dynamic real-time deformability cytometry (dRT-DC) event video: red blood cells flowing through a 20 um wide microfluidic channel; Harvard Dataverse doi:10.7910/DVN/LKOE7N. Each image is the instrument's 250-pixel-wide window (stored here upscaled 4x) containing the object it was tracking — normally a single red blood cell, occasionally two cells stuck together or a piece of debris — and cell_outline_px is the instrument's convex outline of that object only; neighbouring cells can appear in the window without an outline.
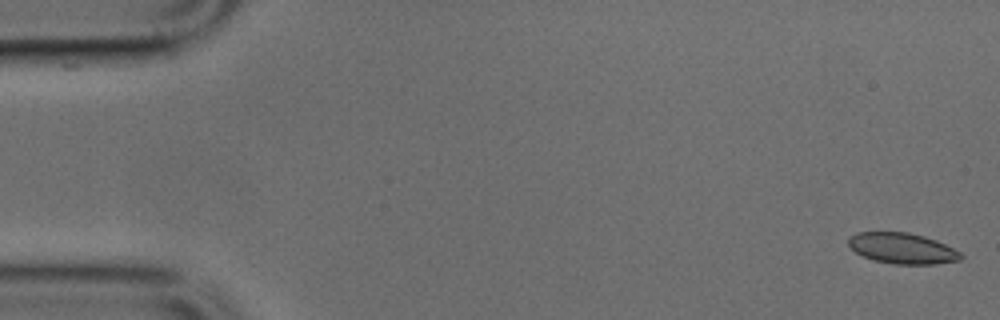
{"species": "common noctule bat (a hibernating species)", "species_latin": "Nyctalus noctula", "temperature_condition": "cold", "stored_images_in_passage": 12, "camera_frame_rate_fps": 3000, "um_per_image_px": 0.085, "animal": {"sex": "male", "body_mass_g": 17.9, "forearm_length_mm": 54.2}, "frame": {"image": 1, "passage_image": 1, "time_ms": 0.0, "image_size_px": [1000, 320], "cell_outline_px": [[964, 256], [960, 260], [936, 264], [896, 264], [876, 260], [864, 256], [856, 252], [848, 244], [848, 236], [856, 232], [908, 232], [924, 236], [936, 240], [960, 252]], "centroid_in_image_um": [76.7, 21.1], "position_along_channel_um": 8.3, "area_um2": 20.06}}
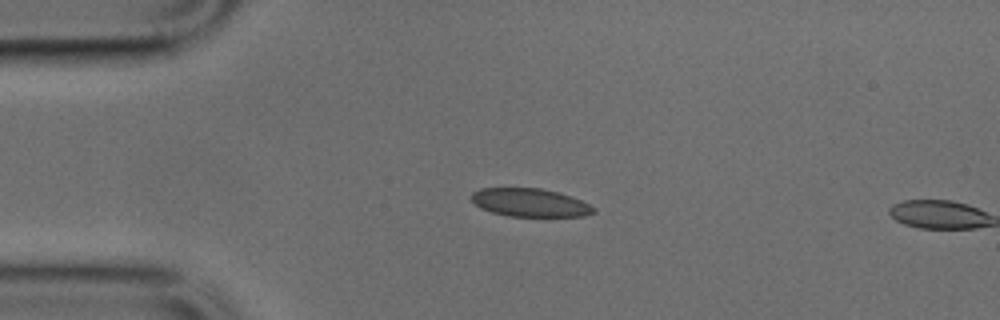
{"frame": {"image": 2, "passage_image": 11, "time_ms": 3.333, "image_size_px": [1000, 320], "cell_outline_px": [[596, 212], [584, 216], [508, 216], [492, 212], [480, 208], [472, 200], [472, 192], [480, 188], [540, 188], [556, 192], [580, 200], [596, 208]], "centroid_in_image_um": [45.03, 17.22], "position_along_channel_um": 40.0, "area_um2": 19.88}}